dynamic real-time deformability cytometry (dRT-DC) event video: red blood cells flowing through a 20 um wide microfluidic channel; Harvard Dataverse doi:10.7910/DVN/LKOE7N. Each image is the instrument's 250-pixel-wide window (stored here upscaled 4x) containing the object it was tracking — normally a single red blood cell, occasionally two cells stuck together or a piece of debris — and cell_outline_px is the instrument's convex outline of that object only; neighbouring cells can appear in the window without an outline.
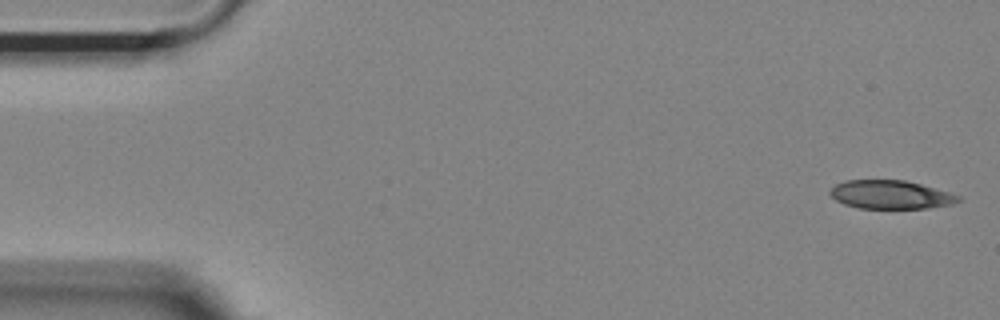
{"species": "Egyptian fruit bat (a non-hibernating species)", "species_latin": "Rousettus aegyptiacus", "temperature_condition": "room temperature", "stored_images_in_passage": 50, "camera_frame_rate_fps": 3000, "um_per_image_px": 0.085, "animal": {"sex": "female"}, "frame": {"image": 1, "passage_image": 1, "time_ms": 0.0, "image_size_px": [1000, 320], "cell_outline_px": [[964, 200], [952, 204], [928, 208], [860, 208], [844, 204], [836, 200], [828, 192], [836, 184], [848, 180], [904, 180], [920, 184], [948, 192], [960, 196]], "centroid_in_image_um": [75.72, 16.55], "position_along_channel_um": 9.3, "area_um2": 21.15}}
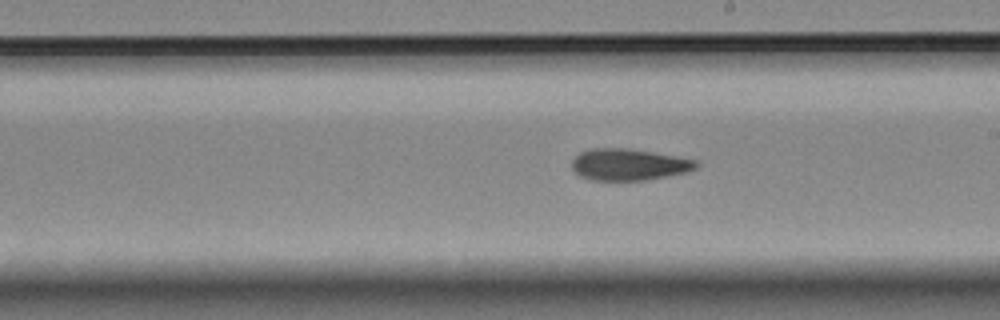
{"frame": {"image": 2, "passage_image": 29, "time_ms": 9.333, "image_size_px": [1000, 320], "cell_outline_px": [[700, 164], [696, 168], [688, 172], [644, 180], [592, 180], [580, 176], [572, 168], [572, 160], [580, 152], [592, 148], [628, 148], [652, 152], [696, 160]], "centroid_in_image_um": [53.44, 13.98], "position_along_channel_um": 235.6, "area_um2": 22.77}}
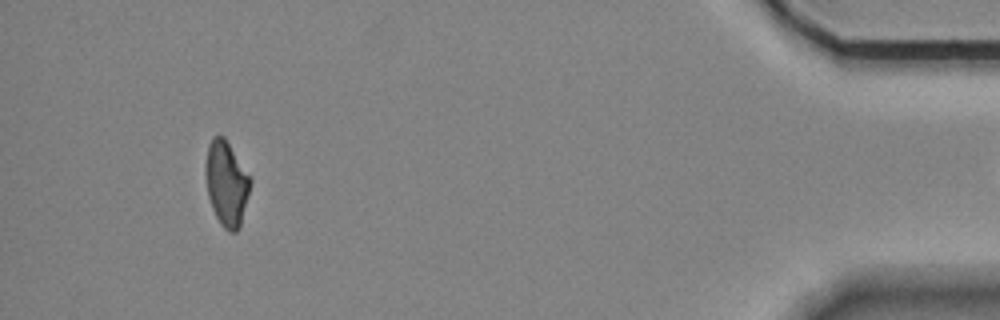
{"frame": {"image": 3, "passage_image": 49, "time_ms": 16.0, "image_size_px": [1000, 320], "cell_outline_px": [[252, 180], [240, 228], [236, 232], [228, 232], [220, 224], [212, 208], [208, 196], [204, 172], [204, 168], [208, 144], [212, 136], [224, 136], [252, 176]], "centroid_in_image_um": [19.26, 15.57], "position_along_channel_um": 415.9, "area_um2": 22.66}}